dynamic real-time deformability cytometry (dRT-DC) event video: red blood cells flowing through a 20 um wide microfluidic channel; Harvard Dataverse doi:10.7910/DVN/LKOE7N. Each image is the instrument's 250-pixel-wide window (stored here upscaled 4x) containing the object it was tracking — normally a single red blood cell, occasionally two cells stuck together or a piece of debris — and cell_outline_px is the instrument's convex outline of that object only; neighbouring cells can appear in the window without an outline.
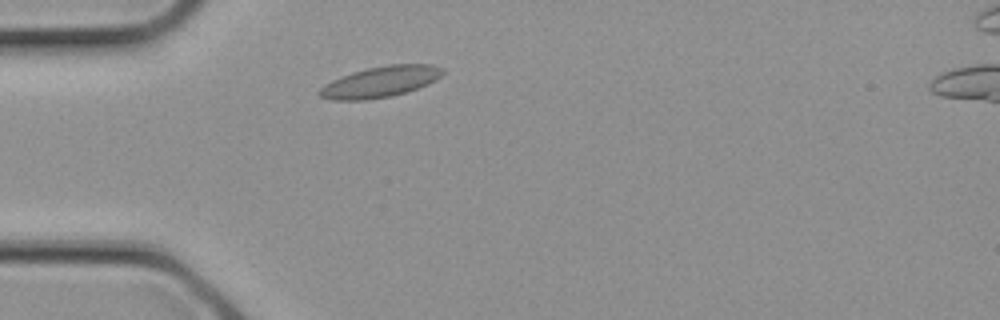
{"species": "common noctule bat (a hibernating species)", "species_latin": "Nyctalus noctula", "temperature_condition": "cold", "stored_images_in_passage": 2, "camera_frame_rate_fps": 3000, "um_per_image_px": 0.085, "animal": {"sex": "female", "body_mass_g": 21.9}, "frame": {"image": 1, "passage_image": 1, "time_ms": 0.0, "image_size_px": [1000, 320], "cell_outline_px": [[444, 72], [436, 80], [428, 84], [408, 92], [392, 96], [368, 100], [332, 100], [320, 96], [316, 92], [324, 84], [340, 76], [352, 72], [368, 68], [388, 64], [432, 64], [444, 68]], "centroid_in_image_um": [32.33, 6.96], "position_along_channel_um": 52.7, "area_um2": 22.48}}